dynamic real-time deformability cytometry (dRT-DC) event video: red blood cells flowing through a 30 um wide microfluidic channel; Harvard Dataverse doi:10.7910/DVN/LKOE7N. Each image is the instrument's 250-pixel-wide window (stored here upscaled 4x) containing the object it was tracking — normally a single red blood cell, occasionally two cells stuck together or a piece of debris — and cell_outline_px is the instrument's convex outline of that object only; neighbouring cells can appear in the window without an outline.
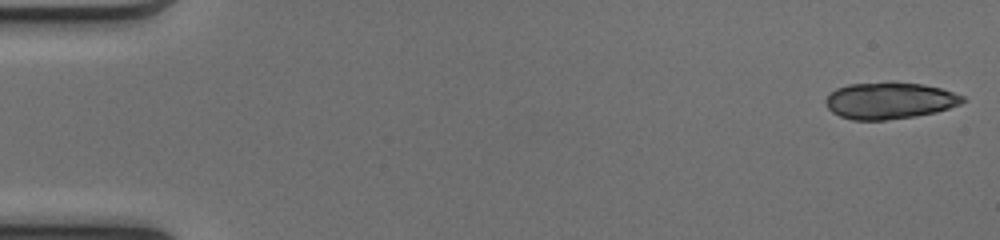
{"species": "common noctule bat (a hibernating species)", "species_latin": "Nyctalus noctula", "temperature_condition": "cold", "stored_images_in_passage": 17, "camera_frame_rate_fps": 3000, "um_per_image_px": 0.085, "animal": {"sex": "female", "body_mass_g": 17.0, "forearm_length_mm": 48.0}, "frame": {"image": 1, "passage_image": 1, "time_ms": 0.0, "image_size_px": [1000, 240], "cell_outline_px": [[968, 100], [960, 104], [936, 112], [916, 116], [884, 120], [852, 120], [840, 116], [832, 112], [824, 104], [824, 100], [836, 88], [848, 84], [892, 80], [924, 84], [940, 88], [964, 96]], "centroid_in_image_um": [75.61, 8.52], "position_along_channel_um": 9.4, "area_um2": 29.82}}